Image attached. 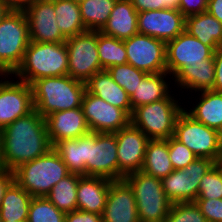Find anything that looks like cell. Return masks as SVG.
<instances>
[{
  "mask_svg": "<svg viewBox=\"0 0 222 222\" xmlns=\"http://www.w3.org/2000/svg\"><path fill=\"white\" fill-rule=\"evenodd\" d=\"M215 80L213 91L222 93V47L214 51Z\"/></svg>",
  "mask_w": 222,
  "mask_h": 222,
  "instance_id": "cell-43",
  "label": "cell"
},
{
  "mask_svg": "<svg viewBox=\"0 0 222 222\" xmlns=\"http://www.w3.org/2000/svg\"><path fill=\"white\" fill-rule=\"evenodd\" d=\"M213 54L214 50L210 46L185 30L175 39L166 42L167 72L174 78L184 67L201 64Z\"/></svg>",
  "mask_w": 222,
  "mask_h": 222,
  "instance_id": "cell-15",
  "label": "cell"
},
{
  "mask_svg": "<svg viewBox=\"0 0 222 222\" xmlns=\"http://www.w3.org/2000/svg\"><path fill=\"white\" fill-rule=\"evenodd\" d=\"M164 222H207L195 202L172 203Z\"/></svg>",
  "mask_w": 222,
  "mask_h": 222,
  "instance_id": "cell-38",
  "label": "cell"
},
{
  "mask_svg": "<svg viewBox=\"0 0 222 222\" xmlns=\"http://www.w3.org/2000/svg\"><path fill=\"white\" fill-rule=\"evenodd\" d=\"M185 30L214 51L222 47V23L207 11L186 17Z\"/></svg>",
  "mask_w": 222,
  "mask_h": 222,
  "instance_id": "cell-27",
  "label": "cell"
},
{
  "mask_svg": "<svg viewBox=\"0 0 222 222\" xmlns=\"http://www.w3.org/2000/svg\"><path fill=\"white\" fill-rule=\"evenodd\" d=\"M219 164L222 166V154H221V158H220Z\"/></svg>",
  "mask_w": 222,
  "mask_h": 222,
  "instance_id": "cell-53",
  "label": "cell"
},
{
  "mask_svg": "<svg viewBox=\"0 0 222 222\" xmlns=\"http://www.w3.org/2000/svg\"><path fill=\"white\" fill-rule=\"evenodd\" d=\"M30 43L23 10H9L0 22V72L12 75L21 65Z\"/></svg>",
  "mask_w": 222,
  "mask_h": 222,
  "instance_id": "cell-6",
  "label": "cell"
},
{
  "mask_svg": "<svg viewBox=\"0 0 222 222\" xmlns=\"http://www.w3.org/2000/svg\"><path fill=\"white\" fill-rule=\"evenodd\" d=\"M56 22L62 35L67 39L85 31L79 3L74 0H54Z\"/></svg>",
  "mask_w": 222,
  "mask_h": 222,
  "instance_id": "cell-30",
  "label": "cell"
},
{
  "mask_svg": "<svg viewBox=\"0 0 222 222\" xmlns=\"http://www.w3.org/2000/svg\"><path fill=\"white\" fill-rule=\"evenodd\" d=\"M174 86L189 93L212 90L215 80L214 54L197 65L184 67L173 79ZM176 84V85H175Z\"/></svg>",
  "mask_w": 222,
  "mask_h": 222,
  "instance_id": "cell-24",
  "label": "cell"
},
{
  "mask_svg": "<svg viewBox=\"0 0 222 222\" xmlns=\"http://www.w3.org/2000/svg\"><path fill=\"white\" fill-rule=\"evenodd\" d=\"M124 180L133 189L140 222H164L172 202L166 197L161 179L142 171L131 173Z\"/></svg>",
  "mask_w": 222,
  "mask_h": 222,
  "instance_id": "cell-8",
  "label": "cell"
},
{
  "mask_svg": "<svg viewBox=\"0 0 222 222\" xmlns=\"http://www.w3.org/2000/svg\"><path fill=\"white\" fill-rule=\"evenodd\" d=\"M169 158L168 139L149 140L141 171L162 179L173 171Z\"/></svg>",
  "mask_w": 222,
  "mask_h": 222,
  "instance_id": "cell-29",
  "label": "cell"
},
{
  "mask_svg": "<svg viewBox=\"0 0 222 222\" xmlns=\"http://www.w3.org/2000/svg\"><path fill=\"white\" fill-rule=\"evenodd\" d=\"M5 76H7V74L0 72V79H3V78H1V77H5ZM0 81H1V80H0Z\"/></svg>",
  "mask_w": 222,
  "mask_h": 222,
  "instance_id": "cell-52",
  "label": "cell"
},
{
  "mask_svg": "<svg viewBox=\"0 0 222 222\" xmlns=\"http://www.w3.org/2000/svg\"><path fill=\"white\" fill-rule=\"evenodd\" d=\"M64 75H68V52L65 42L30 41L22 63L12 77L31 85L40 78Z\"/></svg>",
  "mask_w": 222,
  "mask_h": 222,
  "instance_id": "cell-3",
  "label": "cell"
},
{
  "mask_svg": "<svg viewBox=\"0 0 222 222\" xmlns=\"http://www.w3.org/2000/svg\"><path fill=\"white\" fill-rule=\"evenodd\" d=\"M23 11L28 20L30 41L66 42L67 39L57 26L54 0H32Z\"/></svg>",
  "mask_w": 222,
  "mask_h": 222,
  "instance_id": "cell-17",
  "label": "cell"
},
{
  "mask_svg": "<svg viewBox=\"0 0 222 222\" xmlns=\"http://www.w3.org/2000/svg\"><path fill=\"white\" fill-rule=\"evenodd\" d=\"M117 0H83L79 2L85 29L100 31L107 23Z\"/></svg>",
  "mask_w": 222,
  "mask_h": 222,
  "instance_id": "cell-32",
  "label": "cell"
},
{
  "mask_svg": "<svg viewBox=\"0 0 222 222\" xmlns=\"http://www.w3.org/2000/svg\"><path fill=\"white\" fill-rule=\"evenodd\" d=\"M195 203L207 222H222V199H196Z\"/></svg>",
  "mask_w": 222,
  "mask_h": 222,
  "instance_id": "cell-40",
  "label": "cell"
},
{
  "mask_svg": "<svg viewBox=\"0 0 222 222\" xmlns=\"http://www.w3.org/2000/svg\"><path fill=\"white\" fill-rule=\"evenodd\" d=\"M217 133H218L220 145H221V147H222V124H221V126L219 127V129L217 130Z\"/></svg>",
  "mask_w": 222,
  "mask_h": 222,
  "instance_id": "cell-51",
  "label": "cell"
},
{
  "mask_svg": "<svg viewBox=\"0 0 222 222\" xmlns=\"http://www.w3.org/2000/svg\"><path fill=\"white\" fill-rule=\"evenodd\" d=\"M175 93L171 92L160 101L134 108L130 123L139 128L150 140L169 139L174 135L176 120L184 110L181 99H177Z\"/></svg>",
  "mask_w": 222,
  "mask_h": 222,
  "instance_id": "cell-5",
  "label": "cell"
},
{
  "mask_svg": "<svg viewBox=\"0 0 222 222\" xmlns=\"http://www.w3.org/2000/svg\"><path fill=\"white\" fill-rule=\"evenodd\" d=\"M173 137L198 158H208L219 163L222 147L217 130L196 121L185 109L176 120Z\"/></svg>",
  "mask_w": 222,
  "mask_h": 222,
  "instance_id": "cell-9",
  "label": "cell"
},
{
  "mask_svg": "<svg viewBox=\"0 0 222 222\" xmlns=\"http://www.w3.org/2000/svg\"><path fill=\"white\" fill-rule=\"evenodd\" d=\"M216 163L197 157L185 168L173 170L161 179L166 197L172 203L195 202L201 179Z\"/></svg>",
  "mask_w": 222,
  "mask_h": 222,
  "instance_id": "cell-10",
  "label": "cell"
},
{
  "mask_svg": "<svg viewBox=\"0 0 222 222\" xmlns=\"http://www.w3.org/2000/svg\"><path fill=\"white\" fill-rule=\"evenodd\" d=\"M112 79L122 87L129 96L135 91L141 80L148 74L130 64L112 66L107 69Z\"/></svg>",
  "mask_w": 222,
  "mask_h": 222,
  "instance_id": "cell-36",
  "label": "cell"
},
{
  "mask_svg": "<svg viewBox=\"0 0 222 222\" xmlns=\"http://www.w3.org/2000/svg\"><path fill=\"white\" fill-rule=\"evenodd\" d=\"M51 145L63 139H77L90 132L81 107L57 111L45 117Z\"/></svg>",
  "mask_w": 222,
  "mask_h": 222,
  "instance_id": "cell-20",
  "label": "cell"
},
{
  "mask_svg": "<svg viewBox=\"0 0 222 222\" xmlns=\"http://www.w3.org/2000/svg\"><path fill=\"white\" fill-rule=\"evenodd\" d=\"M66 213L60 211L46 197H33L27 222H65Z\"/></svg>",
  "mask_w": 222,
  "mask_h": 222,
  "instance_id": "cell-35",
  "label": "cell"
},
{
  "mask_svg": "<svg viewBox=\"0 0 222 222\" xmlns=\"http://www.w3.org/2000/svg\"><path fill=\"white\" fill-rule=\"evenodd\" d=\"M53 148L58 152L70 173L85 175L86 165L82 161L81 137L60 140Z\"/></svg>",
  "mask_w": 222,
  "mask_h": 222,
  "instance_id": "cell-34",
  "label": "cell"
},
{
  "mask_svg": "<svg viewBox=\"0 0 222 222\" xmlns=\"http://www.w3.org/2000/svg\"><path fill=\"white\" fill-rule=\"evenodd\" d=\"M186 18L178 9L138 12V33L168 42L185 31Z\"/></svg>",
  "mask_w": 222,
  "mask_h": 222,
  "instance_id": "cell-18",
  "label": "cell"
},
{
  "mask_svg": "<svg viewBox=\"0 0 222 222\" xmlns=\"http://www.w3.org/2000/svg\"><path fill=\"white\" fill-rule=\"evenodd\" d=\"M52 148L45 118L34 109L3 129L0 167L14 171Z\"/></svg>",
  "mask_w": 222,
  "mask_h": 222,
  "instance_id": "cell-1",
  "label": "cell"
},
{
  "mask_svg": "<svg viewBox=\"0 0 222 222\" xmlns=\"http://www.w3.org/2000/svg\"><path fill=\"white\" fill-rule=\"evenodd\" d=\"M12 76L0 81V129L34 110L31 85ZM7 78V79H6ZM9 79V80H8Z\"/></svg>",
  "mask_w": 222,
  "mask_h": 222,
  "instance_id": "cell-13",
  "label": "cell"
},
{
  "mask_svg": "<svg viewBox=\"0 0 222 222\" xmlns=\"http://www.w3.org/2000/svg\"><path fill=\"white\" fill-rule=\"evenodd\" d=\"M97 50L102 70L127 64V53L123 40L97 31Z\"/></svg>",
  "mask_w": 222,
  "mask_h": 222,
  "instance_id": "cell-33",
  "label": "cell"
},
{
  "mask_svg": "<svg viewBox=\"0 0 222 222\" xmlns=\"http://www.w3.org/2000/svg\"><path fill=\"white\" fill-rule=\"evenodd\" d=\"M33 196L13 181L6 189L0 205L1 221L27 222Z\"/></svg>",
  "mask_w": 222,
  "mask_h": 222,
  "instance_id": "cell-28",
  "label": "cell"
},
{
  "mask_svg": "<svg viewBox=\"0 0 222 222\" xmlns=\"http://www.w3.org/2000/svg\"><path fill=\"white\" fill-rule=\"evenodd\" d=\"M13 172L14 181L33 197H45L55 184L70 174L54 148Z\"/></svg>",
  "mask_w": 222,
  "mask_h": 222,
  "instance_id": "cell-4",
  "label": "cell"
},
{
  "mask_svg": "<svg viewBox=\"0 0 222 222\" xmlns=\"http://www.w3.org/2000/svg\"><path fill=\"white\" fill-rule=\"evenodd\" d=\"M124 44L128 64L148 74L167 72L166 42L138 33Z\"/></svg>",
  "mask_w": 222,
  "mask_h": 222,
  "instance_id": "cell-12",
  "label": "cell"
},
{
  "mask_svg": "<svg viewBox=\"0 0 222 222\" xmlns=\"http://www.w3.org/2000/svg\"><path fill=\"white\" fill-rule=\"evenodd\" d=\"M14 181V172L0 167V205L6 189Z\"/></svg>",
  "mask_w": 222,
  "mask_h": 222,
  "instance_id": "cell-45",
  "label": "cell"
},
{
  "mask_svg": "<svg viewBox=\"0 0 222 222\" xmlns=\"http://www.w3.org/2000/svg\"><path fill=\"white\" fill-rule=\"evenodd\" d=\"M65 222H102V215L75 210L66 213Z\"/></svg>",
  "mask_w": 222,
  "mask_h": 222,
  "instance_id": "cell-42",
  "label": "cell"
},
{
  "mask_svg": "<svg viewBox=\"0 0 222 222\" xmlns=\"http://www.w3.org/2000/svg\"><path fill=\"white\" fill-rule=\"evenodd\" d=\"M137 12L163 9L162 0H131Z\"/></svg>",
  "mask_w": 222,
  "mask_h": 222,
  "instance_id": "cell-44",
  "label": "cell"
},
{
  "mask_svg": "<svg viewBox=\"0 0 222 222\" xmlns=\"http://www.w3.org/2000/svg\"><path fill=\"white\" fill-rule=\"evenodd\" d=\"M31 88L34 109L44 118L57 111L81 107L86 91L84 82L69 75L37 79Z\"/></svg>",
  "mask_w": 222,
  "mask_h": 222,
  "instance_id": "cell-2",
  "label": "cell"
},
{
  "mask_svg": "<svg viewBox=\"0 0 222 222\" xmlns=\"http://www.w3.org/2000/svg\"><path fill=\"white\" fill-rule=\"evenodd\" d=\"M2 140H3V130L0 129V162H1V156H2Z\"/></svg>",
  "mask_w": 222,
  "mask_h": 222,
  "instance_id": "cell-50",
  "label": "cell"
},
{
  "mask_svg": "<svg viewBox=\"0 0 222 222\" xmlns=\"http://www.w3.org/2000/svg\"><path fill=\"white\" fill-rule=\"evenodd\" d=\"M111 180L82 175L77 186V210L102 215Z\"/></svg>",
  "mask_w": 222,
  "mask_h": 222,
  "instance_id": "cell-21",
  "label": "cell"
},
{
  "mask_svg": "<svg viewBox=\"0 0 222 222\" xmlns=\"http://www.w3.org/2000/svg\"><path fill=\"white\" fill-rule=\"evenodd\" d=\"M11 10H23L32 0H1Z\"/></svg>",
  "mask_w": 222,
  "mask_h": 222,
  "instance_id": "cell-47",
  "label": "cell"
},
{
  "mask_svg": "<svg viewBox=\"0 0 222 222\" xmlns=\"http://www.w3.org/2000/svg\"><path fill=\"white\" fill-rule=\"evenodd\" d=\"M1 222H17V221H1Z\"/></svg>",
  "mask_w": 222,
  "mask_h": 222,
  "instance_id": "cell-54",
  "label": "cell"
},
{
  "mask_svg": "<svg viewBox=\"0 0 222 222\" xmlns=\"http://www.w3.org/2000/svg\"><path fill=\"white\" fill-rule=\"evenodd\" d=\"M197 94L199 97L195 98L196 101H194L196 105L193 103L195 107L191 106L189 110L187 107L184 109L196 121L201 122L207 127L218 130L222 124V93L213 90H205Z\"/></svg>",
  "mask_w": 222,
  "mask_h": 222,
  "instance_id": "cell-26",
  "label": "cell"
},
{
  "mask_svg": "<svg viewBox=\"0 0 222 222\" xmlns=\"http://www.w3.org/2000/svg\"><path fill=\"white\" fill-rule=\"evenodd\" d=\"M86 91L105 100L111 105L132 114L130 96L110 76L107 70L96 72L86 83Z\"/></svg>",
  "mask_w": 222,
  "mask_h": 222,
  "instance_id": "cell-23",
  "label": "cell"
},
{
  "mask_svg": "<svg viewBox=\"0 0 222 222\" xmlns=\"http://www.w3.org/2000/svg\"><path fill=\"white\" fill-rule=\"evenodd\" d=\"M208 0H180L178 10L186 18L207 11Z\"/></svg>",
  "mask_w": 222,
  "mask_h": 222,
  "instance_id": "cell-41",
  "label": "cell"
},
{
  "mask_svg": "<svg viewBox=\"0 0 222 222\" xmlns=\"http://www.w3.org/2000/svg\"><path fill=\"white\" fill-rule=\"evenodd\" d=\"M68 75L86 83L96 72L102 70L98 50L97 31L87 30L67 38Z\"/></svg>",
  "mask_w": 222,
  "mask_h": 222,
  "instance_id": "cell-11",
  "label": "cell"
},
{
  "mask_svg": "<svg viewBox=\"0 0 222 222\" xmlns=\"http://www.w3.org/2000/svg\"><path fill=\"white\" fill-rule=\"evenodd\" d=\"M180 0H162L163 9H178Z\"/></svg>",
  "mask_w": 222,
  "mask_h": 222,
  "instance_id": "cell-48",
  "label": "cell"
},
{
  "mask_svg": "<svg viewBox=\"0 0 222 222\" xmlns=\"http://www.w3.org/2000/svg\"><path fill=\"white\" fill-rule=\"evenodd\" d=\"M85 176L118 180L117 142L115 133L89 132L81 137Z\"/></svg>",
  "mask_w": 222,
  "mask_h": 222,
  "instance_id": "cell-7",
  "label": "cell"
},
{
  "mask_svg": "<svg viewBox=\"0 0 222 222\" xmlns=\"http://www.w3.org/2000/svg\"><path fill=\"white\" fill-rule=\"evenodd\" d=\"M102 222H140L133 189L124 179L110 182Z\"/></svg>",
  "mask_w": 222,
  "mask_h": 222,
  "instance_id": "cell-19",
  "label": "cell"
},
{
  "mask_svg": "<svg viewBox=\"0 0 222 222\" xmlns=\"http://www.w3.org/2000/svg\"><path fill=\"white\" fill-rule=\"evenodd\" d=\"M81 108L90 132L116 133L130 123V116L100 97L85 91Z\"/></svg>",
  "mask_w": 222,
  "mask_h": 222,
  "instance_id": "cell-14",
  "label": "cell"
},
{
  "mask_svg": "<svg viewBox=\"0 0 222 222\" xmlns=\"http://www.w3.org/2000/svg\"><path fill=\"white\" fill-rule=\"evenodd\" d=\"M197 199H222V166L219 163L201 179Z\"/></svg>",
  "mask_w": 222,
  "mask_h": 222,
  "instance_id": "cell-37",
  "label": "cell"
},
{
  "mask_svg": "<svg viewBox=\"0 0 222 222\" xmlns=\"http://www.w3.org/2000/svg\"><path fill=\"white\" fill-rule=\"evenodd\" d=\"M82 175L70 173L53 186L45 196L60 211L69 213L77 210V186Z\"/></svg>",
  "mask_w": 222,
  "mask_h": 222,
  "instance_id": "cell-31",
  "label": "cell"
},
{
  "mask_svg": "<svg viewBox=\"0 0 222 222\" xmlns=\"http://www.w3.org/2000/svg\"><path fill=\"white\" fill-rule=\"evenodd\" d=\"M137 19L138 12L131 0H117L107 23L100 32L124 41L138 34Z\"/></svg>",
  "mask_w": 222,
  "mask_h": 222,
  "instance_id": "cell-22",
  "label": "cell"
},
{
  "mask_svg": "<svg viewBox=\"0 0 222 222\" xmlns=\"http://www.w3.org/2000/svg\"><path fill=\"white\" fill-rule=\"evenodd\" d=\"M169 158L174 170L183 169L192 163L197 156L173 136L168 139Z\"/></svg>",
  "mask_w": 222,
  "mask_h": 222,
  "instance_id": "cell-39",
  "label": "cell"
},
{
  "mask_svg": "<svg viewBox=\"0 0 222 222\" xmlns=\"http://www.w3.org/2000/svg\"><path fill=\"white\" fill-rule=\"evenodd\" d=\"M207 12L222 23V0H208Z\"/></svg>",
  "mask_w": 222,
  "mask_h": 222,
  "instance_id": "cell-46",
  "label": "cell"
},
{
  "mask_svg": "<svg viewBox=\"0 0 222 222\" xmlns=\"http://www.w3.org/2000/svg\"><path fill=\"white\" fill-rule=\"evenodd\" d=\"M117 142L118 180L141 171L146 146L150 140L139 128L129 123L115 133Z\"/></svg>",
  "mask_w": 222,
  "mask_h": 222,
  "instance_id": "cell-16",
  "label": "cell"
},
{
  "mask_svg": "<svg viewBox=\"0 0 222 222\" xmlns=\"http://www.w3.org/2000/svg\"><path fill=\"white\" fill-rule=\"evenodd\" d=\"M168 79L170 82L167 81ZM171 79L173 77L168 72L147 74L130 96L132 110L138 106L165 99L175 88L171 87L173 86Z\"/></svg>",
  "mask_w": 222,
  "mask_h": 222,
  "instance_id": "cell-25",
  "label": "cell"
},
{
  "mask_svg": "<svg viewBox=\"0 0 222 222\" xmlns=\"http://www.w3.org/2000/svg\"><path fill=\"white\" fill-rule=\"evenodd\" d=\"M10 9L0 0V22Z\"/></svg>",
  "mask_w": 222,
  "mask_h": 222,
  "instance_id": "cell-49",
  "label": "cell"
}]
</instances>
